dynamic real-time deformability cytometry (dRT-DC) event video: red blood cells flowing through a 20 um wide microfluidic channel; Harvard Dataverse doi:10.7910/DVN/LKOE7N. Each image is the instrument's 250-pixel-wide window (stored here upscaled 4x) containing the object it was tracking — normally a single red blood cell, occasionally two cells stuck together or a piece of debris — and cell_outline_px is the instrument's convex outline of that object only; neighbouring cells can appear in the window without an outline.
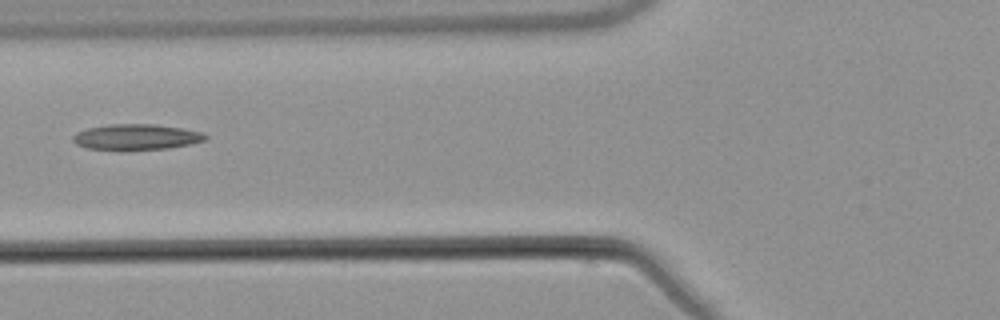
{"species": "common noctule bat (a hibernating species)", "species_latin": "Nyctalus noctula", "temperature_condition": "warm", "stored_images_in_passage": 6, "camera_frame_rate_fps": 3000, "um_per_image_px": 0.085, "animal": {"sex": "male", "body_mass_g": 21.5, "forearm_length_mm": 52.0}, "frame": {"image": 1, "passage_image": 5, "time_ms": 6.0, "image_size_px": [1000, 320], "cell_outline_px": [[208, 140], [192, 144], [168, 148], [124, 152], [88, 148], [76, 144], [72, 140], [72, 136], [76, 132], [88, 128], [108, 124], [156, 124], [180, 128], [200, 132], [208, 136]], "centroid_in_image_um": [11.56, 11.67], "position_along_channel_um": 114.2, "area_um2": 20.46}}
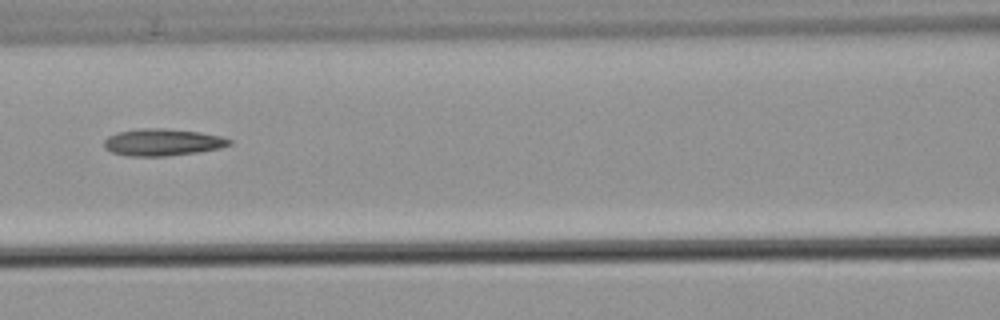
{"frame": {"image": 2, "passage_image": 6, "time_ms": 7.0, "image_size_px": [1000, 320], "cell_outline_px": [[232, 144], [220, 148], [196, 152], [164, 156], [128, 156], [112, 152], [104, 148], [104, 140], [108, 136], [116, 132], [140, 128], [164, 128], [200, 132], [220, 136], [232, 140]], "centroid_in_image_um": [13.79, 12.08], "position_along_channel_um": 152.8, "area_um2": 19.71}}